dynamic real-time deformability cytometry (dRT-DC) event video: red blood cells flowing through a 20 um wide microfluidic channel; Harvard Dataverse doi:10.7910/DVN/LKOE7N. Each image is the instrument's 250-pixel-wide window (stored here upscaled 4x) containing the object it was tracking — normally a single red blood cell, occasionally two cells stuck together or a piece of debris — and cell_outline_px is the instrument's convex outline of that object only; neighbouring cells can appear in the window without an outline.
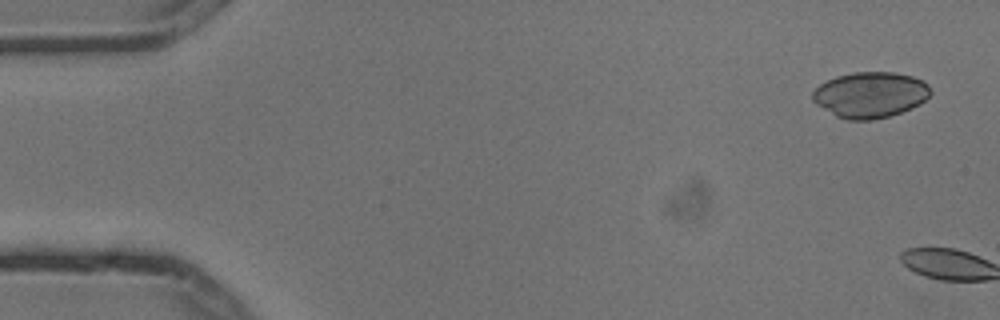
{"species": "common noctule bat (a hibernating species)", "species_latin": "Nyctalus noctula", "temperature_condition": "cold", "stored_images_in_passage": 2, "camera_frame_rate_fps": 3000, "um_per_image_px": 0.085, "animal": {"sex": "male", "body_mass_g": 13.3}, "frame": {"image": 1, "passage_image": 1, "time_ms": 0.0, "image_size_px": [1000, 320], "cell_outline_px": [[932, 92], [920, 104], [912, 108], [888, 116], [872, 120], [848, 120], [836, 116], [816, 104], [812, 100], [812, 92], [820, 84], [836, 76], [852, 72], [896, 72], [912, 76], [928, 84]], "centroid_in_image_um": [73.96, 8.05], "position_along_channel_um": 11.0, "area_um2": 31.44}}